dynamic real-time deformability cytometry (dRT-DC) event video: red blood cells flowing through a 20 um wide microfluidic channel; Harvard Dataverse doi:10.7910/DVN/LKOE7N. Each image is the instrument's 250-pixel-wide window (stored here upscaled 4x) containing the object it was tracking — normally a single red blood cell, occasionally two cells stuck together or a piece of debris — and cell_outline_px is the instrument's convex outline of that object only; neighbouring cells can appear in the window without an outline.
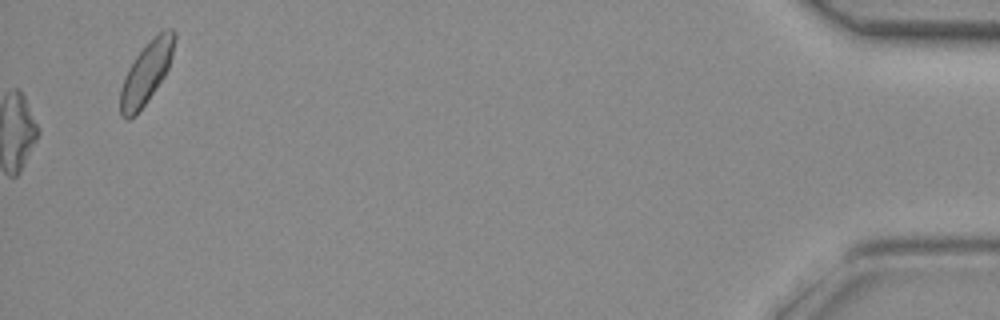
{"species": "common noctule bat (a hibernating species)", "species_latin": "Nyctalus noctula", "temperature_condition": "room temperature", "stored_images_in_passage": 33, "camera_frame_rate_fps": 3000, "um_per_image_px": 0.085, "animal": {"sex": "female", "body_mass_g": 29.2, "forearm_length_mm": 56.3}, "frame": {"image": 1, "passage_image": 33, "time_ms": 10.667, "image_size_px": [1000, 320], "cell_outline_px": [[176, 40], [172, 56], [168, 68], [164, 76], [148, 100], [136, 116], [128, 120], [124, 120], [120, 116], [120, 88], [124, 76], [128, 68], [136, 56], [164, 28], [172, 28], [176, 32]], "centroid_in_image_um": [12.43, 6.23], "position_along_channel_um": 422.8, "area_um2": 19.48}}